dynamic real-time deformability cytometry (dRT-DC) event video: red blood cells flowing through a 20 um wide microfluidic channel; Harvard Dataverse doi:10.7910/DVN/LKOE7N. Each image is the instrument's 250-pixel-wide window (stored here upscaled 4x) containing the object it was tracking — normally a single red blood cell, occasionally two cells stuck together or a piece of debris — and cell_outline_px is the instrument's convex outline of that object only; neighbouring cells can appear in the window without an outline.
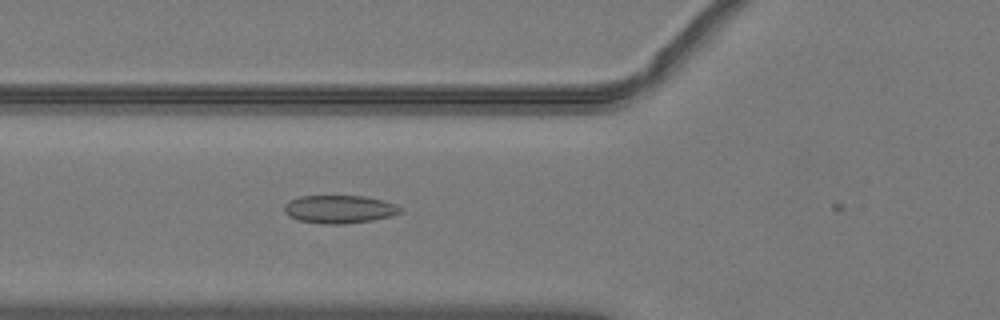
{"species": "common noctule bat (a hibernating species)", "species_latin": "Nyctalus noctula", "temperature_condition": "warm", "stored_images_in_passage": 21, "camera_frame_rate_fps": 3000, "um_per_image_px": 0.085, "animal": {"sex": "male", "body_mass_g": 19.2, "forearm_length_mm": 51.8}, "frame": {"image": 1, "passage_image": 20, "time_ms": 6.333, "image_size_px": [1000, 320], "cell_outline_px": [[400, 212], [392, 216], [372, 220], [344, 224], [324, 224], [300, 220], [288, 216], [284, 212], [284, 204], [288, 200], [300, 196], [364, 196], [384, 200], [396, 204], [400, 208]], "centroid_in_image_um": [28.82, 17.78], "position_along_channel_um": 97.0, "area_um2": 19.02}}